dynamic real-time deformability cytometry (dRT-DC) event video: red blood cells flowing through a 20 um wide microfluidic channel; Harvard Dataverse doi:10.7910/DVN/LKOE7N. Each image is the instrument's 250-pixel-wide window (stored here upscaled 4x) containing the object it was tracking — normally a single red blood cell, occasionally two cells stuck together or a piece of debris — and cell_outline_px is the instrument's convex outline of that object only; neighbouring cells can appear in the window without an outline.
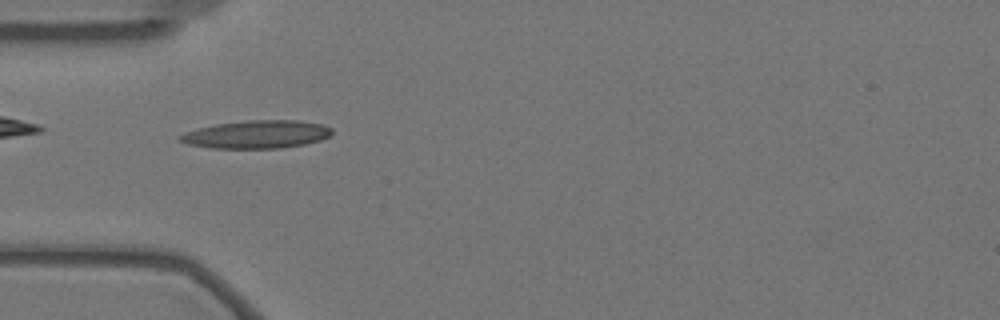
{"species": "Egyptian fruit bat (a non-hibernating species)", "species_latin": "Rousettus aegyptiacus", "temperature_condition": "warm", "stored_images_in_passage": 34, "camera_frame_rate_fps": 3000, "um_per_image_px": 0.085, "animal": {"sex": "female"}, "frame": {"image": 1, "passage_image": 6, "time_ms": 1.667, "image_size_px": [1000, 320], "cell_outline_px": [[332, 132], [328, 136], [320, 140], [304, 144], [280, 148], [208, 148], [188, 144], [176, 140], [176, 136], [184, 132], [196, 128], [216, 124], [248, 120], [300, 120], [320, 124], [332, 128]], "centroid_in_image_um": [21.74, 11.42], "position_along_channel_um": 63.3, "area_um2": 24.91}}
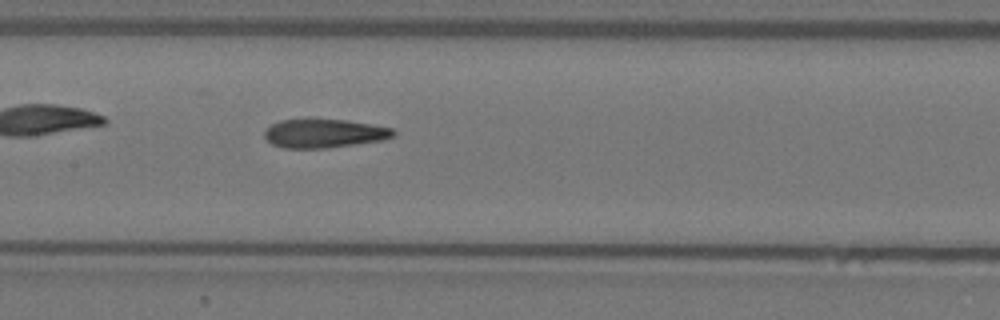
{"frame": {"image": 2, "passage_image": 16, "time_ms": 5.0, "image_size_px": [1000, 320], "cell_outline_px": [[396, 136], [380, 140], [328, 148], [284, 148], [272, 144], [264, 136], [264, 128], [280, 120], [308, 116], [348, 120], [372, 124], [392, 128], [396, 132]], "centroid_in_image_um": [27.5, 11.29], "position_along_channel_um": 179.9, "area_um2": 22.43}}
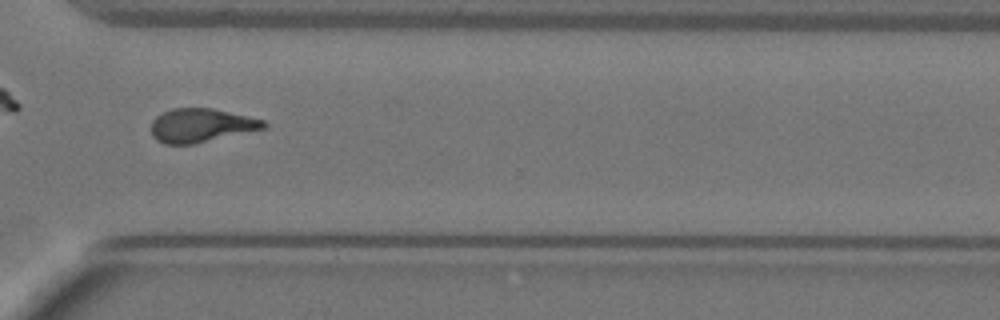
{"frame": {"image": 3, "passage_image": 31, "time_ms": 10.0, "image_size_px": [1000, 320], "cell_outline_px": [[268, 124], [264, 128], [192, 144], [164, 144], [156, 140], [152, 136], [152, 120], [156, 116], [172, 108], [212, 108], [248, 116], [264, 120]], "centroid_in_image_um": [17.06, 10.65], "position_along_channel_um": 353.5, "area_um2": 21.85}, "authors_computed_cell_mechanics": {"area_um2": 22.3686, "velocity_mm_per_s": 3.4854, "shape_relaxation_time_tau1_ms": null, "shape_relaxation_time_tau2_ms": 3.0612, "deformation_change_tau1": null, "deformation_change_tau2": 0.135}}